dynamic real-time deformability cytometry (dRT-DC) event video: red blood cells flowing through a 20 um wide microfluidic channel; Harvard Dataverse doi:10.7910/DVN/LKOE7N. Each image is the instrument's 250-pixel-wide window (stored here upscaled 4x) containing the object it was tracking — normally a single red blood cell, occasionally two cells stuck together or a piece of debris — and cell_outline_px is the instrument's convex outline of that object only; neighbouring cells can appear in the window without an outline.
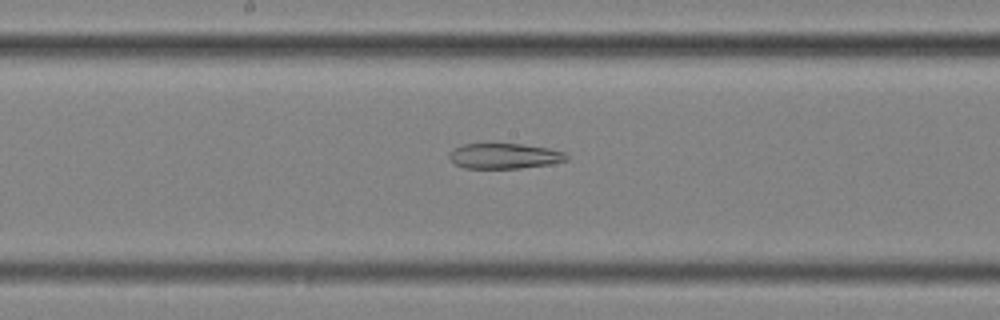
{"species": "common noctule bat (a hibernating species)", "species_latin": "Nyctalus noctula", "temperature_condition": "cold", "stored_images_in_passage": 56, "segment_of_instrument_passage": [2, 2], "camera_frame_rate_fps": 3000, "um_per_image_px": 0.085, "animal": {"sex": "female", "body_mass_g": 25.1}, "frame": {"image": 1, "passage_image": 30, "time_ms": 9.667, "image_size_px": [1000, 320], "cell_outline_px": [[568, 160], [548, 164], [520, 168], [464, 168], [456, 164], [448, 156], [448, 152], [464, 144], [520, 144], [548, 148], [564, 152], [568, 156]], "centroid_in_image_um": [42.87, 13.26], "position_along_channel_um": 205.3, "area_um2": 17.11}}
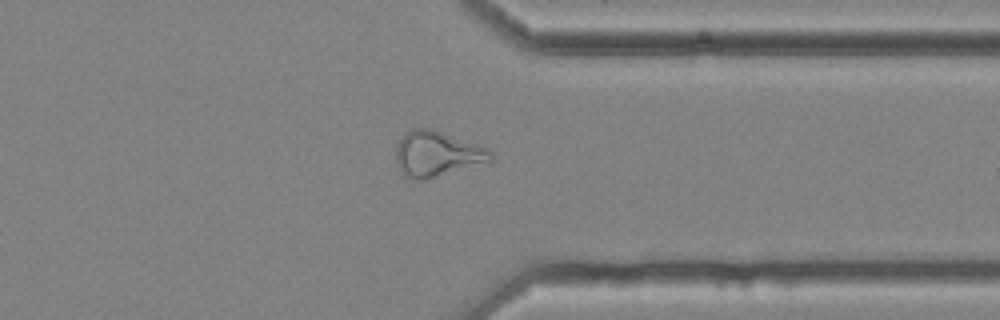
{"frame": {"image": 2, "passage_image": 44, "time_ms": 14.333, "image_size_px": [1000, 320], "cell_outline_px": [[492, 160], [420, 180], [416, 180], [404, 176], [396, 164], [396, 144], [404, 132], [412, 128], [432, 128], [488, 148], [492, 152]], "centroid_in_image_um": [37.07, 13.04], "position_along_channel_um": 374.3, "area_um2": 24.74}}
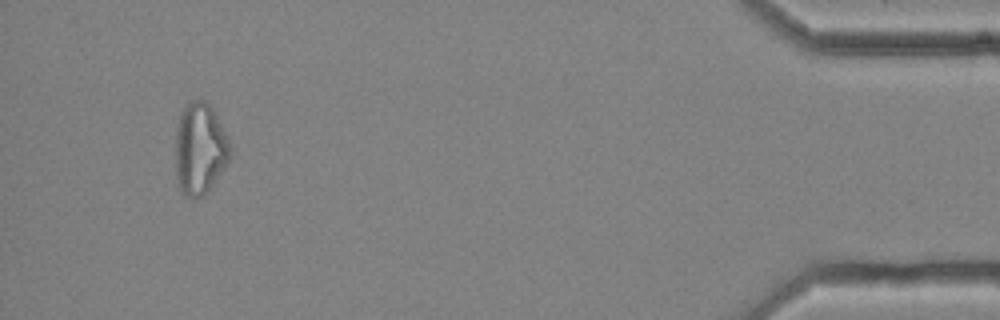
{"frame": {"image": 3, "passage_image": 53, "time_ms": 17.333, "image_size_px": [1000, 320], "cell_outline_px": [[232, 152], [228, 160], [204, 196], [192, 200], [184, 196], [176, 180], [176, 128], [180, 112], [184, 104], [192, 100], [208, 100], [216, 112], [228, 136], [232, 148]], "centroid_in_image_um": [16.99, 12.6], "position_along_channel_um": 418.2, "area_um2": 29.82}}